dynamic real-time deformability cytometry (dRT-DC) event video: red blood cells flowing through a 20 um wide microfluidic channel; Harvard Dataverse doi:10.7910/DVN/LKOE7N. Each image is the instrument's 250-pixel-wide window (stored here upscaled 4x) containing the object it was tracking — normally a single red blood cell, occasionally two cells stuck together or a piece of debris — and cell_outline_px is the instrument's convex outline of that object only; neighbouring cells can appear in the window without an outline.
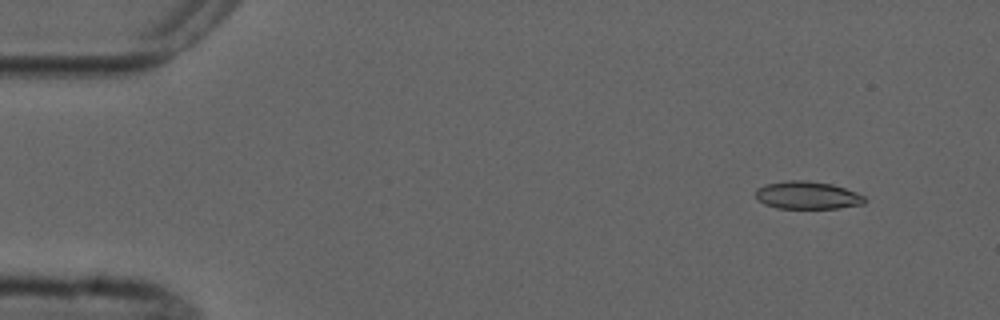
{"species": "common noctule bat (a hibernating species)", "species_latin": "Nyctalus noctula", "temperature_condition": "cold", "stored_images_in_passage": 5, "camera_frame_rate_fps": 3000, "um_per_image_px": 0.085, "animal": {"sex": "male", "forearm_length_mm": 52.5}, "frame": {"image": 1, "passage_image": 2, "time_ms": 1.0, "image_size_px": [1000, 320], "cell_outline_px": [[864, 204], [840, 208], [776, 208], [764, 204], [756, 196], [756, 188], [764, 184], [788, 180], [804, 180], [832, 184], [856, 192], [864, 196]], "centroid_in_image_um": [68.61, 16.59], "position_along_channel_um": 16.4, "area_um2": 17.57}}
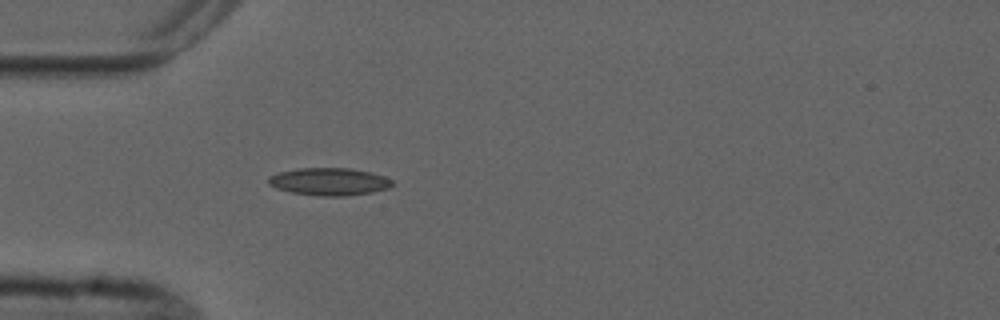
{"frame": {"image": 2, "passage_image": 5, "time_ms": 4.667, "image_size_px": [1000, 320], "cell_outline_px": [[396, 184], [388, 188], [372, 192], [344, 196], [320, 196], [292, 192], [276, 188], [268, 184], [268, 176], [280, 172], [296, 168], [352, 168], [372, 172], [384, 176], [392, 180]], "centroid_in_image_um": [28.01, 15.43], "position_along_channel_um": 57.0, "area_um2": 20.0}}